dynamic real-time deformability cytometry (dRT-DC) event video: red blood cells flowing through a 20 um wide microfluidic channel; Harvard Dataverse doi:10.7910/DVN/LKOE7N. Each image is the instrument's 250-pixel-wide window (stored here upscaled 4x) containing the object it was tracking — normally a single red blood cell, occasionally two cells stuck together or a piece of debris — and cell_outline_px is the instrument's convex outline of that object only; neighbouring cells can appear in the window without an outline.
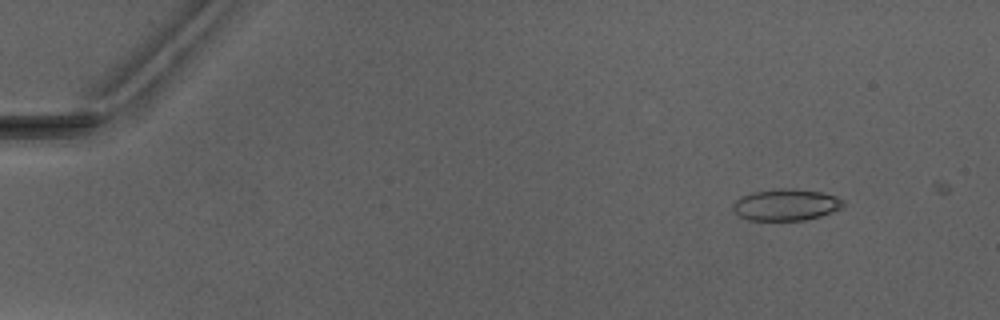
{"species": "Egyptian fruit bat (a non-hibernating species)", "species_latin": "Rousettus aegyptiacus", "temperature_condition": "warm", "stored_images_in_passage": 5, "camera_frame_rate_fps": 3000, "um_per_image_px": 0.085, "animal": {"sex": "male"}, "frame": {"image": 1, "passage_image": 2, "time_ms": 1.0, "image_size_px": [1000, 320], "cell_outline_px": [[844, 204], [840, 208], [820, 216], [804, 220], [748, 220], [740, 216], [732, 208], [732, 204], [740, 196], [752, 192], [776, 188], [792, 188], [820, 192], [836, 196], [844, 200]], "centroid_in_image_um": [66.78, 17.39], "position_along_channel_um": 18.2, "area_um2": 20.29}}